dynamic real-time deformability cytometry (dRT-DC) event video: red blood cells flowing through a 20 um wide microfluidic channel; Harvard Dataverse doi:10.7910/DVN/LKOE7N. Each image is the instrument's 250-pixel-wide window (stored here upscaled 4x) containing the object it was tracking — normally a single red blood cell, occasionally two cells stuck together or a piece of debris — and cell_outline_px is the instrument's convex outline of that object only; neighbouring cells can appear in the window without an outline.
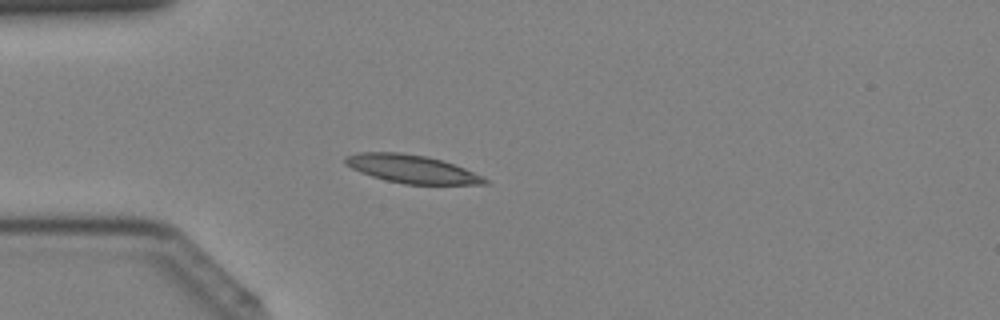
{"species": "Egyptian fruit bat (a non-hibernating species)", "species_latin": "Rousettus aegyptiacus", "temperature_condition": "cold", "stored_images_in_passage": 41, "camera_frame_rate_fps": 3000, "um_per_image_px": 0.085, "animal": {"sex": "female"}, "frame": {"image": 1, "passage_image": 11, "time_ms": 3.333, "image_size_px": [1000, 320], "cell_outline_px": [[488, 184], [404, 184], [384, 180], [360, 172], [344, 164], [344, 156], [360, 152], [400, 152], [428, 156], [464, 168], [484, 176], [488, 180]], "centroid_in_image_um": [34.97, 14.36], "position_along_channel_um": 50.0, "area_um2": 22.89}}
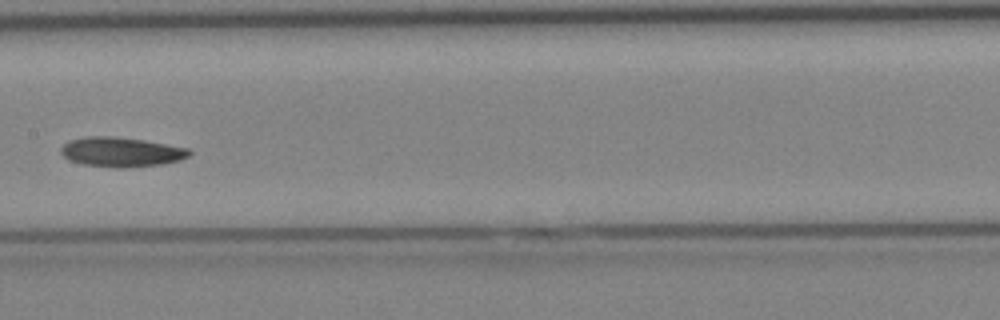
{"frame": {"image": 2, "passage_image": 21, "time_ms": 6.667, "image_size_px": [1000, 320], "cell_outline_px": [[192, 152], [188, 156], [180, 160], [160, 164], [124, 168], [116, 168], [84, 164], [68, 160], [60, 152], [60, 148], [68, 140], [84, 136], [112, 136], [144, 140], [192, 148]], "centroid_in_image_um": [10.3, 12.91], "position_along_channel_um": 197.1, "area_um2": 22.37}}
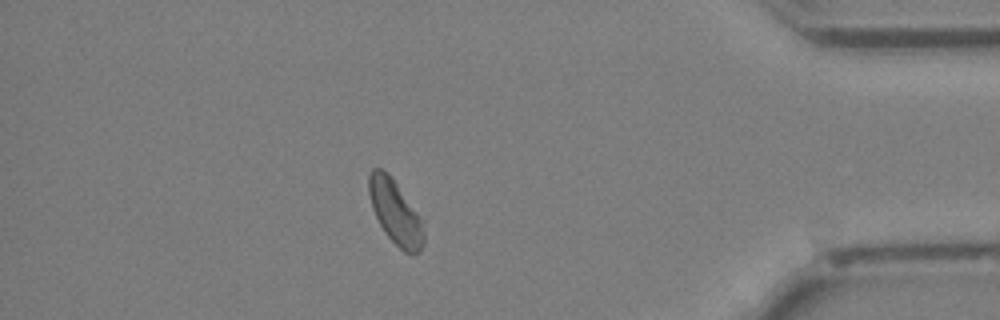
{"frame": {"image": 3, "passage_image": 36, "time_ms": 11.667, "image_size_px": [1000, 320], "cell_outline_px": [[424, 244], [420, 252], [412, 256], [404, 252], [384, 232], [372, 208], [368, 192], [368, 176], [372, 168], [380, 168], [388, 172], [392, 176], [416, 212], [424, 232]], "centroid_in_image_um": [33.58, 18.03], "position_along_channel_um": 401.6, "area_um2": 20.35}}